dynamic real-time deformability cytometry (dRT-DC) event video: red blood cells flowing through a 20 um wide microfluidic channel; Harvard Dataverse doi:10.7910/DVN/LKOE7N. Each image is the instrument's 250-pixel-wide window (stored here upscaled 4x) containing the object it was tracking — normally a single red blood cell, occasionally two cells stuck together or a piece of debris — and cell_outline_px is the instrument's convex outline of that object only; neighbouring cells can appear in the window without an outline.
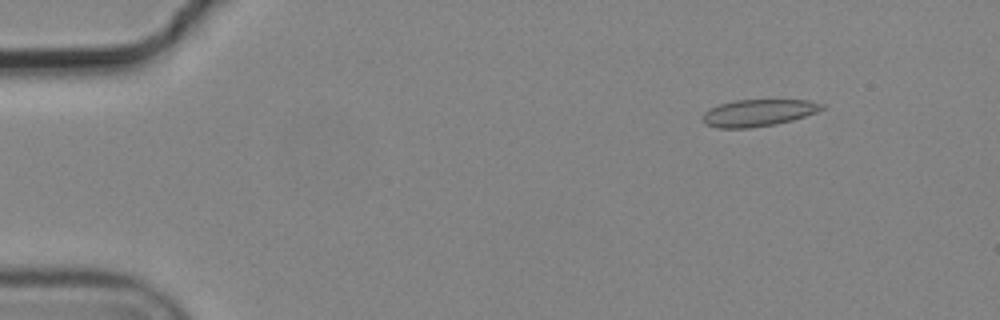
{"species": "common noctule bat (a hibernating species)", "species_latin": "Nyctalus noctula", "temperature_condition": "cold", "stored_images_in_passage": 6, "camera_frame_rate_fps": 3000, "um_per_image_px": 0.085, "animal": {"sex": "male", "body_mass_g": 19.2, "forearm_length_mm": 51.8}, "frame": {"image": 1, "passage_image": 3, "time_ms": 0.667, "image_size_px": [1000, 320], "cell_outline_px": [[824, 108], [816, 112], [792, 120], [776, 124], [748, 128], [716, 128], [704, 124], [700, 120], [704, 112], [720, 104], [736, 100], [808, 100], [824, 104]], "centroid_in_image_um": [64.42, 9.6], "position_along_channel_um": 20.6, "area_um2": 18.67}}
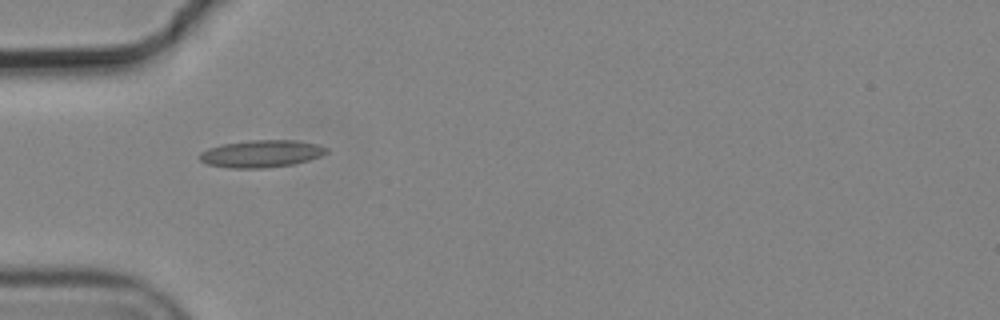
{"frame": {"image": 2, "passage_image": 6, "time_ms": 1.667, "image_size_px": [1000, 320], "cell_outline_px": [[328, 152], [320, 156], [308, 160], [292, 164], [264, 168], [228, 168], [208, 164], [200, 160], [200, 152], [208, 148], [220, 144], [248, 140], [296, 140], [316, 144], [328, 148]], "centroid_in_image_um": [22.19, 13.06], "position_along_channel_um": 62.8, "area_um2": 20.17}}